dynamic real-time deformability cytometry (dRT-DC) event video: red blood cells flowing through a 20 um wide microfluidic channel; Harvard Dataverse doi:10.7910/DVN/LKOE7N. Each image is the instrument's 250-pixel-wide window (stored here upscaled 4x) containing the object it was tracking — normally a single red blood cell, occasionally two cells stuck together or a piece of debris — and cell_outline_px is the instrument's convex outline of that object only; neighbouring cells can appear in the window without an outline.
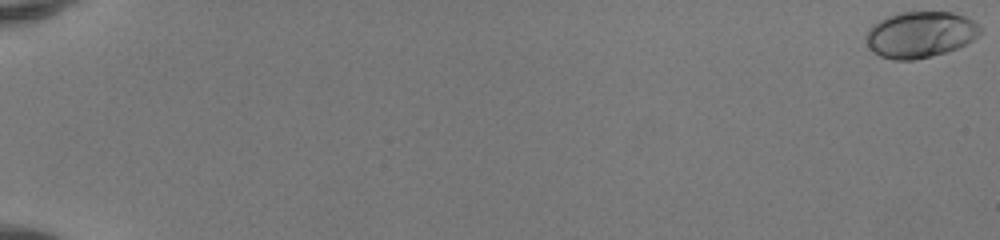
{"species": "human", "species_latin": "Homo sapiens", "temperature_condition": "room temperature", "stored_images_in_passage": 53, "camera_frame_rate_fps": 3000, "um_per_image_px": 0.085, "donor": {"sex": "female"}, "frame": {"image": 1, "passage_image": 1, "time_ms": 0.0, "image_size_px": [1000, 240], "cell_outline_px": [[980, 32], [972, 40], [956, 48], [944, 52], [912, 60], [892, 60], [880, 56], [872, 52], [864, 36], [868, 28], [872, 24], [896, 12], [952, 12], [964, 16], [980, 24]], "centroid_in_image_um": [78.17, 2.92], "position_along_channel_um": 6.8, "area_um2": 30.63}}
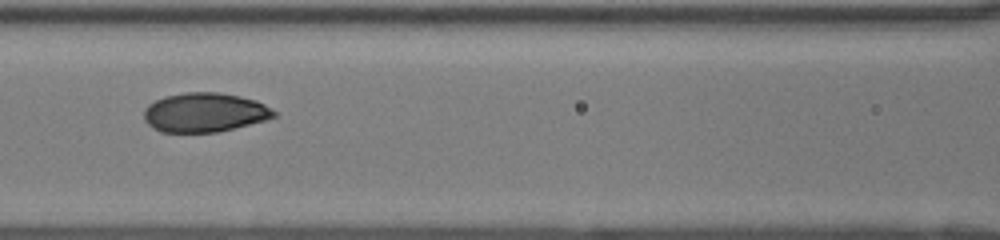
{"frame": {"image": 2, "passage_image": 27, "time_ms": 8.667, "image_size_px": [1000, 240], "cell_outline_px": [[276, 116], [264, 120], [216, 132], [160, 132], [148, 124], [144, 120], [144, 112], [148, 104], [164, 96], [184, 92], [216, 92], [240, 96], [256, 100], [264, 104], [276, 112]], "centroid_in_image_um": [17.36, 9.55], "position_along_channel_um": 149.2, "area_um2": 29.54}}
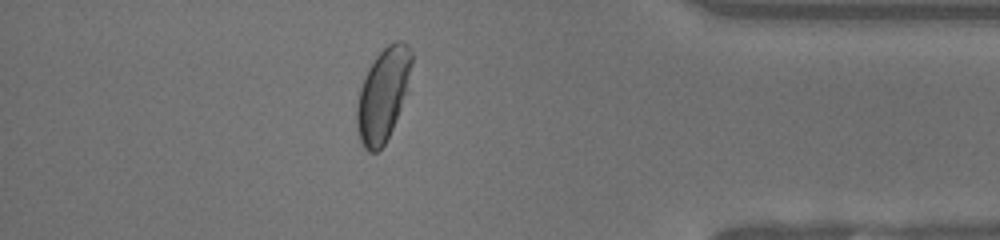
{"frame": {"image": 3, "passage_image": 47, "time_ms": 15.333, "image_size_px": [1000, 240], "cell_outline_px": [[412, 64], [408, 92], [392, 128], [384, 144], [376, 152], [368, 152], [360, 144], [356, 132], [356, 108], [360, 88], [368, 68], [376, 56], [388, 44], [396, 40], [400, 40], [408, 44], [412, 52]], "centroid_in_image_um": [32.56, 8.04], "position_along_channel_um": 402.6, "area_um2": 30.06}, "authors_computed_cell_mechanics": {"area_um2": 29.7092, "velocity_mm_per_s": 4.1592, "shape_relaxation_time_tau1_ms": 3.6073, "shape_relaxation_time_tau2_ms": null, "deformation_change_tau1": 0.1646, "deformation_change_tau2": null}}